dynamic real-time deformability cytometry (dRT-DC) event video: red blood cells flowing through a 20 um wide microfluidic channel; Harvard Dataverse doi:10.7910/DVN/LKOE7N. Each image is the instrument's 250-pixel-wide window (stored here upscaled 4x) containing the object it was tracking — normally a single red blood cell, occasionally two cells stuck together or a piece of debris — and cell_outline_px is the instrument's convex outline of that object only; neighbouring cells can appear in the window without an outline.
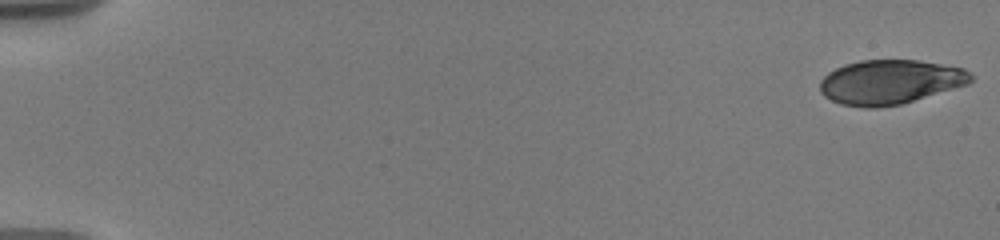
{"species": "human", "species_latin": "Homo sapiens", "temperature_condition": "warm", "stored_images_in_passage": 28, "camera_frame_rate_fps": 3000, "um_per_image_px": 0.085, "donor": {"sex": "male"}, "frame": {"image": 1, "passage_image": 1, "time_ms": 0.0, "image_size_px": [1000, 240], "cell_outline_px": [[972, 80], [968, 84], [900, 104], [876, 108], [864, 108], [840, 104], [824, 96], [820, 92], [820, 80], [828, 72], [844, 64], [860, 60], [916, 60], [964, 68], [972, 72]], "centroid_in_image_um": [75.63, 6.97], "position_along_channel_um": 9.4, "area_um2": 39.02}}
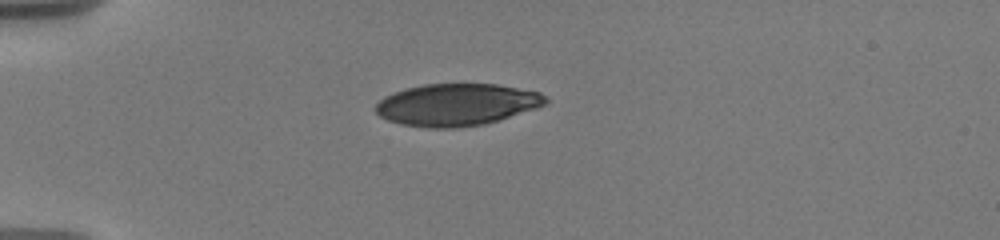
{"frame": {"image": 2, "passage_image": 23, "time_ms": 5.0, "image_size_px": [1000, 240], "cell_outline_px": [[548, 104], [500, 120], [484, 124], [452, 128], [428, 128], [400, 124], [388, 120], [380, 116], [376, 112], [376, 104], [384, 96], [392, 92], [404, 88], [424, 84], [496, 84], [540, 92], [548, 100]], "centroid_in_image_um": [38.81, 8.89], "position_along_channel_um": 46.2, "area_um2": 41.79}}